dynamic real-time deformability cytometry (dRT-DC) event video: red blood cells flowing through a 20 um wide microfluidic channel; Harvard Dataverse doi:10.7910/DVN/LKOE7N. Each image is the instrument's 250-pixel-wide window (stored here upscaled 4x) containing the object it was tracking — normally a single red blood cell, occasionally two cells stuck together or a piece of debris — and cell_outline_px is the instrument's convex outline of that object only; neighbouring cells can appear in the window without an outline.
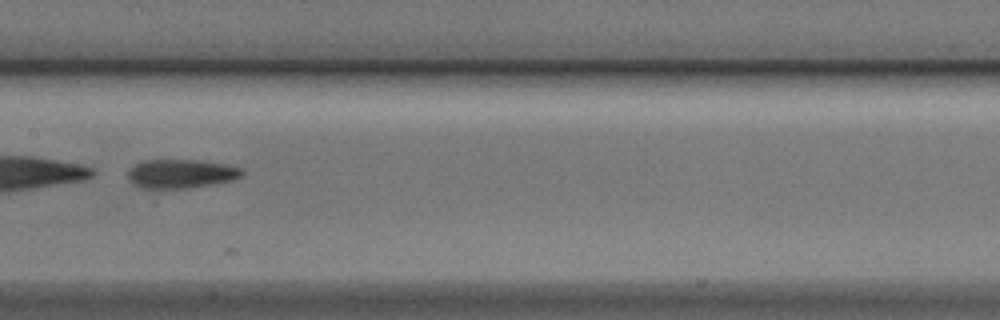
{"species": "Egyptian fruit bat (a non-hibernating species)", "species_latin": "Rousettus aegyptiacus", "temperature_condition": "cold", "stored_images_in_passage": 28, "camera_frame_rate_fps": 3000, "um_per_image_px": 0.085, "animal": {"sex": "male"}, "frame": {"image": 1, "passage_image": 20, "time_ms": 6.333, "image_size_px": [1000, 320], "cell_outline_px": [[244, 176], [232, 180], [216, 184], [188, 188], [140, 188], [132, 184], [128, 180], [128, 168], [144, 160], [200, 160], [224, 164], [244, 168]], "centroid_in_image_um": [15.4, 14.77], "position_along_channel_um": 192.0, "area_um2": 19.54}}
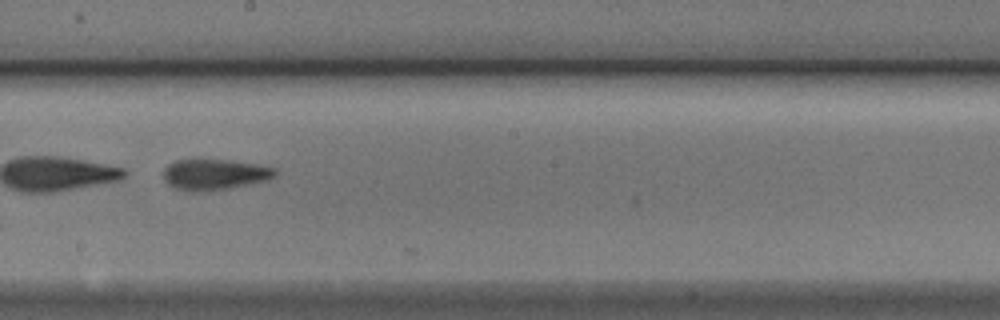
{"frame": {"image": 2, "passage_image": 23, "time_ms": 7.333, "image_size_px": [1000, 320], "cell_outline_px": [[276, 176], [268, 180], [228, 188], [200, 192], [188, 192], [172, 188], [164, 180], [164, 168], [168, 164], [176, 160], [232, 160], [256, 164], [276, 168]], "centroid_in_image_um": [18.21, 14.84], "position_along_channel_um": 230.0, "area_um2": 20.17}}